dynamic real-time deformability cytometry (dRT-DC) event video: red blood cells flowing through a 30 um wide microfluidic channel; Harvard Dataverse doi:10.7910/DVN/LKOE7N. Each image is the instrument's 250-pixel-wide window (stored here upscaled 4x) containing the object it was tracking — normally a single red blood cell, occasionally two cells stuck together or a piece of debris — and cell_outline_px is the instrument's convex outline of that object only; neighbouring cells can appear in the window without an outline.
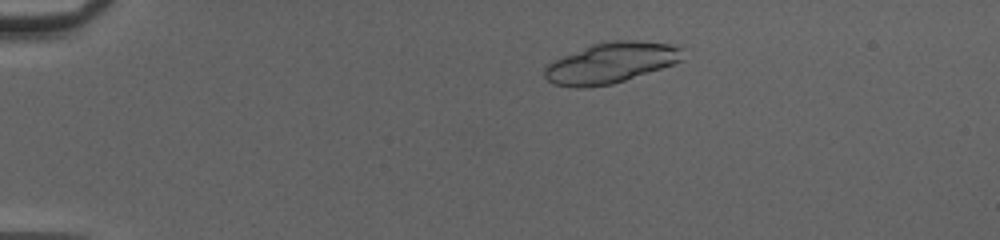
{"species": "common noctule bat (a hibernating species)", "species_latin": "Nyctalus noctula", "temperature_condition": "cold", "stored_images_in_passage": 47, "camera_frame_rate_fps": 3000, "um_per_image_px": 0.085, "animal": {"sex": "female", "body_mass_g": 20.0, "forearm_length_mm": 54.0}, "frame": {"image": 1, "passage_image": 8, "time_ms": 2.333, "image_size_px": [1000, 240], "cell_outline_px": [[684, 60], [612, 84], [584, 88], [572, 88], [552, 84], [544, 76], [544, 64], [552, 60], [588, 44], [612, 40], [632, 40], [684, 44]], "centroid_in_image_um": [51.92, 5.31], "position_along_channel_um": 33.1, "area_um2": 33.58}}